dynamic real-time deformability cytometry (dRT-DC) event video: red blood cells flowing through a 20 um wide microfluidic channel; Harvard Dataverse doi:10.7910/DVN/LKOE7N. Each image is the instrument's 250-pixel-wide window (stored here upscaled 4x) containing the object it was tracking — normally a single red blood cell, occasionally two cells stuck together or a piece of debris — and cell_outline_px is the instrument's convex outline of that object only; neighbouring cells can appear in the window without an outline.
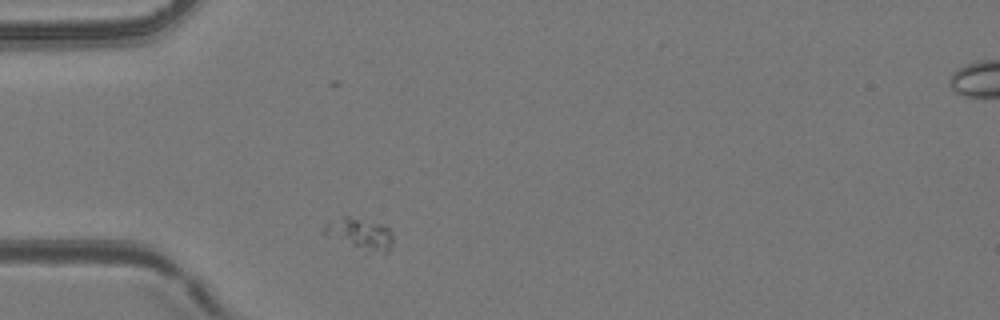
{"species": "common noctule bat (a hibernating species)", "species_latin": "Nyctalus noctula", "temperature_condition": "room temperature", "stored_images_in_passage": 2, "camera_frame_rate_fps": 3000, "um_per_image_px": 0.085, "animal": {"sex": "female", "body_mass_g": 24.6, "forearm_length_mm": 56.2}, "frame": {"image": 1, "passage_image": 1, "time_ms": 0.0, "image_size_px": [1000, 320], "cell_outline_px": [[392, 244], [388, 252], [384, 256], [324, 236], [320, 232], [324, 224], [344, 216], [348, 216], [384, 224], [392, 232]], "centroid_in_image_um": [30.6, 19.89], "position_along_channel_um": 54.4, "area_um2": 12.89}}